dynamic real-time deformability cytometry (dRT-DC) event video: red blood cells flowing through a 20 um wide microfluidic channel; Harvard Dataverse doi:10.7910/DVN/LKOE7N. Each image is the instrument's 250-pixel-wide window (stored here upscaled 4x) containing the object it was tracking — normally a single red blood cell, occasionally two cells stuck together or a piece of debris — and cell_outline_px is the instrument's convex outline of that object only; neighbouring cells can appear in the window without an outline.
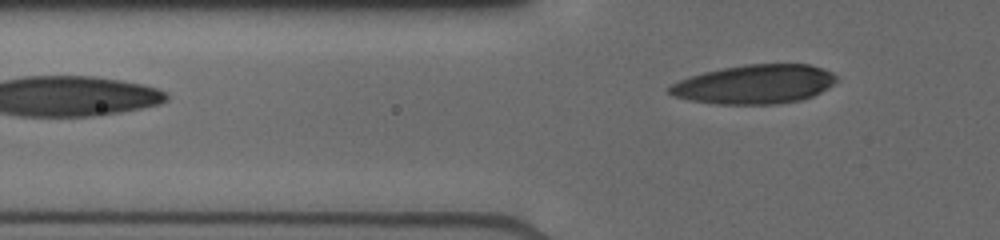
{"species": "human", "species_latin": "Homo sapiens", "temperature_condition": "cold", "stored_images_in_passage": 8, "segment_of_instrument_passage": [2, 2], "camera_frame_rate_fps": 3000, "um_per_image_px": 0.085, "donor": {"sex": "male"}, "frame": {"image": 1, "passage_image": 8, "time_ms": 3.667, "image_size_px": [1000, 240], "cell_outline_px": [[836, 80], [832, 84], [820, 92], [812, 96], [800, 100], [780, 104], [716, 104], [688, 100], [672, 96], [668, 92], [668, 88], [672, 84], [680, 80], [704, 72], [744, 64], [808, 64], [832, 72], [836, 76]], "centroid_in_image_um": [64.12, 7.17], "position_along_channel_um": 61.7, "area_um2": 37.86}}